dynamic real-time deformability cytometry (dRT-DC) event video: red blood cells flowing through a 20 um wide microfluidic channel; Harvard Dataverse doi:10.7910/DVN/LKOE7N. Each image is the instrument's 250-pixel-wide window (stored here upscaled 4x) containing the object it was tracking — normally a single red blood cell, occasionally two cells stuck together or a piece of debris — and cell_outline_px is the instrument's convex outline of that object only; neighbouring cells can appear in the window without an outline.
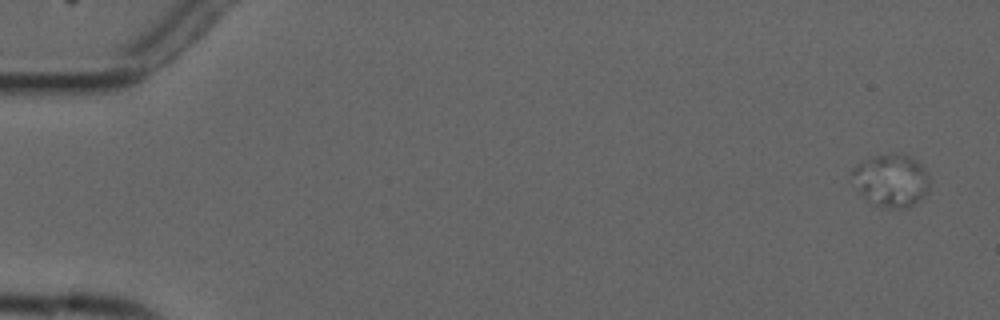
{"species": "common noctule bat (a hibernating species)", "species_latin": "Nyctalus noctula", "temperature_condition": "cold", "stored_images_in_passage": 9, "camera_frame_rate_fps": 3000, "um_per_image_px": 0.085, "animal": {"sex": "male", "forearm_length_mm": 52.5}, "frame": {"image": 1, "passage_image": 1, "time_ms": 0.0, "image_size_px": [1000, 320], "cell_outline_px": [[928, 192], [920, 200], [908, 208], [892, 208], [872, 204], [860, 192], [852, 172], [852, 168], [872, 156], [896, 152], [908, 156], [916, 160], [928, 172]], "centroid_in_image_um": [75.8, 15.33], "position_along_channel_um": 9.2, "area_um2": 23.52}}
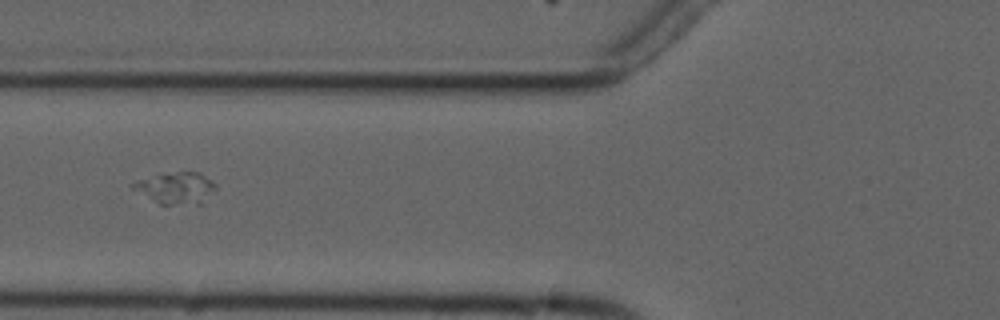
{"frame": {"image": 2, "passage_image": 6, "time_ms": 6.667, "image_size_px": [1000, 320], "cell_outline_px": [[216, 188], [200, 204], [160, 204], [132, 188], [128, 184], [136, 180], [176, 172], [200, 172], [212, 180], [216, 184]], "centroid_in_image_um": [14.97, 15.97], "position_along_channel_um": 110.8, "area_um2": 14.91}}
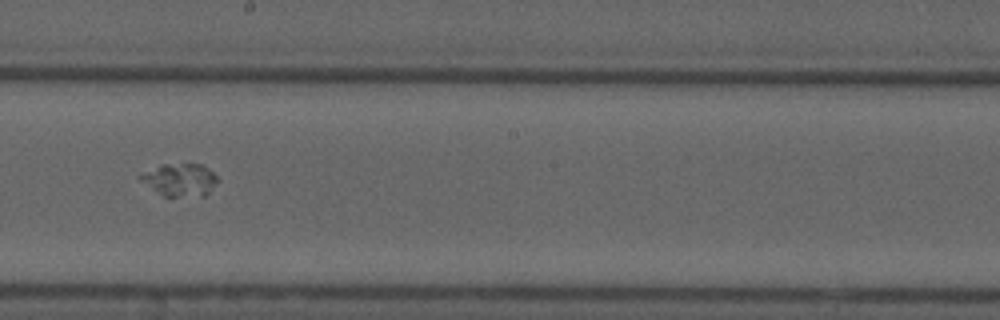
{"frame": {"image": 3, "passage_image": 9, "time_ms": 10.0, "image_size_px": [1000, 320], "cell_outline_px": [[216, 180], [208, 192], [204, 196], [164, 196], [140, 180], [136, 176], [160, 164], [204, 164], [216, 176]], "centroid_in_image_um": [15.26, 15.26], "position_along_channel_um": 232.9, "area_um2": 14.39}}